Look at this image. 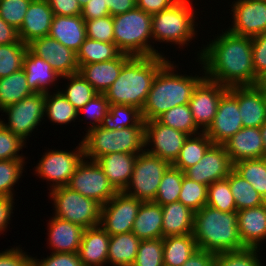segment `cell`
Returning a JSON list of instances; mask_svg holds the SVG:
<instances>
[{"label":"cell","mask_w":266,"mask_h":266,"mask_svg":"<svg viewBox=\"0 0 266 266\" xmlns=\"http://www.w3.org/2000/svg\"><path fill=\"white\" fill-rule=\"evenodd\" d=\"M225 30V31H224ZM198 47L196 59L205 77L227 88L257 85L259 77L252 64V38L239 36L227 29ZM224 31V32H223Z\"/></svg>","instance_id":"obj_1"},{"label":"cell","mask_w":266,"mask_h":266,"mask_svg":"<svg viewBox=\"0 0 266 266\" xmlns=\"http://www.w3.org/2000/svg\"><path fill=\"white\" fill-rule=\"evenodd\" d=\"M194 61L201 65L200 71L195 75L178 72L179 65L175 64L176 61H171V58L159 69L141 111L144 121L155 120L175 106L189 104L193 90L205 77L200 61Z\"/></svg>","instance_id":"obj_2"},{"label":"cell","mask_w":266,"mask_h":266,"mask_svg":"<svg viewBox=\"0 0 266 266\" xmlns=\"http://www.w3.org/2000/svg\"><path fill=\"white\" fill-rule=\"evenodd\" d=\"M169 56H132L104 93L110 104L130 105L142 111L152 82Z\"/></svg>","instance_id":"obj_3"},{"label":"cell","mask_w":266,"mask_h":266,"mask_svg":"<svg viewBox=\"0 0 266 266\" xmlns=\"http://www.w3.org/2000/svg\"><path fill=\"white\" fill-rule=\"evenodd\" d=\"M192 234L198 249L214 254L245 248L239 236L237 212L205 205L194 213Z\"/></svg>","instance_id":"obj_4"},{"label":"cell","mask_w":266,"mask_h":266,"mask_svg":"<svg viewBox=\"0 0 266 266\" xmlns=\"http://www.w3.org/2000/svg\"><path fill=\"white\" fill-rule=\"evenodd\" d=\"M193 1L179 0L170 8L152 15L153 56H165L162 50L158 52L155 48V42L171 44L170 47L174 44V47L183 50L185 45L187 47L192 40L197 39L200 23L196 20L199 19L197 10L200 9L194 7Z\"/></svg>","instance_id":"obj_5"},{"label":"cell","mask_w":266,"mask_h":266,"mask_svg":"<svg viewBox=\"0 0 266 266\" xmlns=\"http://www.w3.org/2000/svg\"><path fill=\"white\" fill-rule=\"evenodd\" d=\"M81 141L85 158L93 161L114 152L138 154L145 151V121L118 130L98 126L87 131Z\"/></svg>","instance_id":"obj_6"},{"label":"cell","mask_w":266,"mask_h":266,"mask_svg":"<svg viewBox=\"0 0 266 266\" xmlns=\"http://www.w3.org/2000/svg\"><path fill=\"white\" fill-rule=\"evenodd\" d=\"M114 43L131 56H153L152 15L138 7L113 16Z\"/></svg>","instance_id":"obj_7"},{"label":"cell","mask_w":266,"mask_h":266,"mask_svg":"<svg viewBox=\"0 0 266 266\" xmlns=\"http://www.w3.org/2000/svg\"><path fill=\"white\" fill-rule=\"evenodd\" d=\"M48 194L53 204V216L85 229L100 225L101 205L95 200L67 186L53 188Z\"/></svg>","instance_id":"obj_8"},{"label":"cell","mask_w":266,"mask_h":266,"mask_svg":"<svg viewBox=\"0 0 266 266\" xmlns=\"http://www.w3.org/2000/svg\"><path fill=\"white\" fill-rule=\"evenodd\" d=\"M33 170L36 176L46 180L48 190L67 186L78 165L85 158L82 141L73 150L50 149L43 152ZM50 182V183H49Z\"/></svg>","instance_id":"obj_9"},{"label":"cell","mask_w":266,"mask_h":266,"mask_svg":"<svg viewBox=\"0 0 266 266\" xmlns=\"http://www.w3.org/2000/svg\"><path fill=\"white\" fill-rule=\"evenodd\" d=\"M170 166L147 151L138 153L130 182L123 192L143 202L154 201L161 179Z\"/></svg>","instance_id":"obj_10"},{"label":"cell","mask_w":266,"mask_h":266,"mask_svg":"<svg viewBox=\"0 0 266 266\" xmlns=\"http://www.w3.org/2000/svg\"><path fill=\"white\" fill-rule=\"evenodd\" d=\"M44 108L45 93H33L0 110L3 113L1 116H4V113L7 116V121L4 122L0 118V123L27 143V139L34 134V131L39 130L41 122L45 124L44 121H47L44 119Z\"/></svg>","instance_id":"obj_11"},{"label":"cell","mask_w":266,"mask_h":266,"mask_svg":"<svg viewBox=\"0 0 266 266\" xmlns=\"http://www.w3.org/2000/svg\"><path fill=\"white\" fill-rule=\"evenodd\" d=\"M71 190L79 192L84 197L106 204L118 191L96 161L84 158L67 185Z\"/></svg>","instance_id":"obj_12"},{"label":"cell","mask_w":266,"mask_h":266,"mask_svg":"<svg viewBox=\"0 0 266 266\" xmlns=\"http://www.w3.org/2000/svg\"><path fill=\"white\" fill-rule=\"evenodd\" d=\"M143 201L117 192L101 206L100 226L110 235L132 232L134 220Z\"/></svg>","instance_id":"obj_13"},{"label":"cell","mask_w":266,"mask_h":266,"mask_svg":"<svg viewBox=\"0 0 266 266\" xmlns=\"http://www.w3.org/2000/svg\"><path fill=\"white\" fill-rule=\"evenodd\" d=\"M188 136L182 131L160 123L157 119L145 121V151L171 165L178 157Z\"/></svg>","instance_id":"obj_14"},{"label":"cell","mask_w":266,"mask_h":266,"mask_svg":"<svg viewBox=\"0 0 266 266\" xmlns=\"http://www.w3.org/2000/svg\"><path fill=\"white\" fill-rule=\"evenodd\" d=\"M242 128L237 101V86L230 87L221 96L214 120L205 133L213 144L223 145Z\"/></svg>","instance_id":"obj_15"},{"label":"cell","mask_w":266,"mask_h":266,"mask_svg":"<svg viewBox=\"0 0 266 266\" xmlns=\"http://www.w3.org/2000/svg\"><path fill=\"white\" fill-rule=\"evenodd\" d=\"M230 6L229 32L250 38L266 32V0H234Z\"/></svg>","instance_id":"obj_16"},{"label":"cell","mask_w":266,"mask_h":266,"mask_svg":"<svg viewBox=\"0 0 266 266\" xmlns=\"http://www.w3.org/2000/svg\"><path fill=\"white\" fill-rule=\"evenodd\" d=\"M227 87L204 77L193 90L189 106L196 126L205 132L212 124L221 96Z\"/></svg>","instance_id":"obj_17"},{"label":"cell","mask_w":266,"mask_h":266,"mask_svg":"<svg viewBox=\"0 0 266 266\" xmlns=\"http://www.w3.org/2000/svg\"><path fill=\"white\" fill-rule=\"evenodd\" d=\"M233 169L234 164L224 145L212 144L198 163L184 171V175L209 186L217 180L227 178Z\"/></svg>","instance_id":"obj_18"},{"label":"cell","mask_w":266,"mask_h":266,"mask_svg":"<svg viewBox=\"0 0 266 266\" xmlns=\"http://www.w3.org/2000/svg\"><path fill=\"white\" fill-rule=\"evenodd\" d=\"M27 45L33 54L48 61L61 77L78 73L76 52L65 47L58 40L44 36L32 40Z\"/></svg>","instance_id":"obj_19"},{"label":"cell","mask_w":266,"mask_h":266,"mask_svg":"<svg viewBox=\"0 0 266 266\" xmlns=\"http://www.w3.org/2000/svg\"><path fill=\"white\" fill-rule=\"evenodd\" d=\"M47 225V247L54 253H77L84 229L81 225L51 216Z\"/></svg>","instance_id":"obj_20"},{"label":"cell","mask_w":266,"mask_h":266,"mask_svg":"<svg viewBox=\"0 0 266 266\" xmlns=\"http://www.w3.org/2000/svg\"><path fill=\"white\" fill-rule=\"evenodd\" d=\"M54 13L48 1L32 0L28 6L18 37L23 43L49 36Z\"/></svg>","instance_id":"obj_21"},{"label":"cell","mask_w":266,"mask_h":266,"mask_svg":"<svg viewBox=\"0 0 266 266\" xmlns=\"http://www.w3.org/2000/svg\"><path fill=\"white\" fill-rule=\"evenodd\" d=\"M239 236L245 247L263 249L266 241V205L237 211ZM262 243V244H261Z\"/></svg>","instance_id":"obj_22"},{"label":"cell","mask_w":266,"mask_h":266,"mask_svg":"<svg viewBox=\"0 0 266 266\" xmlns=\"http://www.w3.org/2000/svg\"><path fill=\"white\" fill-rule=\"evenodd\" d=\"M237 101L243 127L260 128L266 122V96L258 85L237 86Z\"/></svg>","instance_id":"obj_23"},{"label":"cell","mask_w":266,"mask_h":266,"mask_svg":"<svg viewBox=\"0 0 266 266\" xmlns=\"http://www.w3.org/2000/svg\"><path fill=\"white\" fill-rule=\"evenodd\" d=\"M131 57V55L121 53L113 60L82 65L78 73L93 86L97 93L104 94L118 78L123 65Z\"/></svg>","instance_id":"obj_24"},{"label":"cell","mask_w":266,"mask_h":266,"mask_svg":"<svg viewBox=\"0 0 266 266\" xmlns=\"http://www.w3.org/2000/svg\"><path fill=\"white\" fill-rule=\"evenodd\" d=\"M110 235L100 226L84 229L78 256L83 266H106Z\"/></svg>","instance_id":"obj_25"},{"label":"cell","mask_w":266,"mask_h":266,"mask_svg":"<svg viewBox=\"0 0 266 266\" xmlns=\"http://www.w3.org/2000/svg\"><path fill=\"white\" fill-rule=\"evenodd\" d=\"M223 145L233 164L245 159L263 158V140L258 127H243Z\"/></svg>","instance_id":"obj_26"},{"label":"cell","mask_w":266,"mask_h":266,"mask_svg":"<svg viewBox=\"0 0 266 266\" xmlns=\"http://www.w3.org/2000/svg\"><path fill=\"white\" fill-rule=\"evenodd\" d=\"M23 69L28 87L33 93H47L53 89V86L56 90L61 87L57 85L58 81L61 83V76L53 70L48 61L36 56L29 49L23 60Z\"/></svg>","instance_id":"obj_27"},{"label":"cell","mask_w":266,"mask_h":266,"mask_svg":"<svg viewBox=\"0 0 266 266\" xmlns=\"http://www.w3.org/2000/svg\"><path fill=\"white\" fill-rule=\"evenodd\" d=\"M138 154L114 152L103 155L95 161L101 167L110 183L122 192L128 186Z\"/></svg>","instance_id":"obj_28"},{"label":"cell","mask_w":266,"mask_h":266,"mask_svg":"<svg viewBox=\"0 0 266 266\" xmlns=\"http://www.w3.org/2000/svg\"><path fill=\"white\" fill-rule=\"evenodd\" d=\"M49 36L77 53L87 38L85 20L81 15H54Z\"/></svg>","instance_id":"obj_29"},{"label":"cell","mask_w":266,"mask_h":266,"mask_svg":"<svg viewBox=\"0 0 266 266\" xmlns=\"http://www.w3.org/2000/svg\"><path fill=\"white\" fill-rule=\"evenodd\" d=\"M162 206L153 201L142 202L134 220L132 232L140 240L163 237Z\"/></svg>","instance_id":"obj_30"},{"label":"cell","mask_w":266,"mask_h":266,"mask_svg":"<svg viewBox=\"0 0 266 266\" xmlns=\"http://www.w3.org/2000/svg\"><path fill=\"white\" fill-rule=\"evenodd\" d=\"M163 238L193 233L194 212L181 202L162 205Z\"/></svg>","instance_id":"obj_31"},{"label":"cell","mask_w":266,"mask_h":266,"mask_svg":"<svg viewBox=\"0 0 266 266\" xmlns=\"http://www.w3.org/2000/svg\"><path fill=\"white\" fill-rule=\"evenodd\" d=\"M140 242L141 240L133 232L110 236L108 264L111 266H132Z\"/></svg>","instance_id":"obj_32"},{"label":"cell","mask_w":266,"mask_h":266,"mask_svg":"<svg viewBox=\"0 0 266 266\" xmlns=\"http://www.w3.org/2000/svg\"><path fill=\"white\" fill-rule=\"evenodd\" d=\"M197 250L192 233L164 237L163 264L164 266H183Z\"/></svg>","instance_id":"obj_33"},{"label":"cell","mask_w":266,"mask_h":266,"mask_svg":"<svg viewBox=\"0 0 266 266\" xmlns=\"http://www.w3.org/2000/svg\"><path fill=\"white\" fill-rule=\"evenodd\" d=\"M45 93L44 119L56 125H67L78 120V110L59 90Z\"/></svg>","instance_id":"obj_34"},{"label":"cell","mask_w":266,"mask_h":266,"mask_svg":"<svg viewBox=\"0 0 266 266\" xmlns=\"http://www.w3.org/2000/svg\"><path fill=\"white\" fill-rule=\"evenodd\" d=\"M32 94L24 69L0 78V110Z\"/></svg>","instance_id":"obj_35"},{"label":"cell","mask_w":266,"mask_h":266,"mask_svg":"<svg viewBox=\"0 0 266 266\" xmlns=\"http://www.w3.org/2000/svg\"><path fill=\"white\" fill-rule=\"evenodd\" d=\"M122 52L115 43L86 38L76 53L78 66L105 62L117 58Z\"/></svg>","instance_id":"obj_36"},{"label":"cell","mask_w":266,"mask_h":266,"mask_svg":"<svg viewBox=\"0 0 266 266\" xmlns=\"http://www.w3.org/2000/svg\"><path fill=\"white\" fill-rule=\"evenodd\" d=\"M212 144V140L205 132L188 136L172 166L184 172L186 169L198 163Z\"/></svg>","instance_id":"obj_37"},{"label":"cell","mask_w":266,"mask_h":266,"mask_svg":"<svg viewBox=\"0 0 266 266\" xmlns=\"http://www.w3.org/2000/svg\"><path fill=\"white\" fill-rule=\"evenodd\" d=\"M237 211L263 204L262 196L234 169L227 176Z\"/></svg>","instance_id":"obj_38"},{"label":"cell","mask_w":266,"mask_h":266,"mask_svg":"<svg viewBox=\"0 0 266 266\" xmlns=\"http://www.w3.org/2000/svg\"><path fill=\"white\" fill-rule=\"evenodd\" d=\"M61 79L67 80V83H65V86L62 85L65 88L60 87L59 91L77 110H80L97 94L93 86L79 73L61 77Z\"/></svg>","instance_id":"obj_39"},{"label":"cell","mask_w":266,"mask_h":266,"mask_svg":"<svg viewBox=\"0 0 266 266\" xmlns=\"http://www.w3.org/2000/svg\"><path fill=\"white\" fill-rule=\"evenodd\" d=\"M141 110L130 105L110 104L109 112L103 118L100 127L107 130L134 127L142 121Z\"/></svg>","instance_id":"obj_40"},{"label":"cell","mask_w":266,"mask_h":266,"mask_svg":"<svg viewBox=\"0 0 266 266\" xmlns=\"http://www.w3.org/2000/svg\"><path fill=\"white\" fill-rule=\"evenodd\" d=\"M157 120L189 136L202 132L193 120L189 104L175 106L160 115Z\"/></svg>","instance_id":"obj_41"},{"label":"cell","mask_w":266,"mask_h":266,"mask_svg":"<svg viewBox=\"0 0 266 266\" xmlns=\"http://www.w3.org/2000/svg\"><path fill=\"white\" fill-rule=\"evenodd\" d=\"M234 170L263 196L266 190V159H245L234 163Z\"/></svg>","instance_id":"obj_42"},{"label":"cell","mask_w":266,"mask_h":266,"mask_svg":"<svg viewBox=\"0 0 266 266\" xmlns=\"http://www.w3.org/2000/svg\"><path fill=\"white\" fill-rule=\"evenodd\" d=\"M184 172L181 169L170 166L161 179L154 203L165 205L179 200Z\"/></svg>","instance_id":"obj_43"},{"label":"cell","mask_w":266,"mask_h":266,"mask_svg":"<svg viewBox=\"0 0 266 266\" xmlns=\"http://www.w3.org/2000/svg\"><path fill=\"white\" fill-rule=\"evenodd\" d=\"M26 159L0 160V196L14 198L15 185L18 183L25 165Z\"/></svg>","instance_id":"obj_44"},{"label":"cell","mask_w":266,"mask_h":266,"mask_svg":"<svg viewBox=\"0 0 266 266\" xmlns=\"http://www.w3.org/2000/svg\"><path fill=\"white\" fill-rule=\"evenodd\" d=\"M28 45L19 40L17 43L0 45V78L23 69V60Z\"/></svg>","instance_id":"obj_45"},{"label":"cell","mask_w":266,"mask_h":266,"mask_svg":"<svg viewBox=\"0 0 266 266\" xmlns=\"http://www.w3.org/2000/svg\"><path fill=\"white\" fill-rule=\"evenodd\" d=\"M206 205L222 212H237L227 178L217 180L208 186Z\"/></svg>","instance_id":"obj_46"},{"label":"cell","mask_w":266,"mask_h":266,"mask_svg":"<svg viewBox=\"0 0 266 266\" xmlns=\"http://www.w3.org/2000/svg\"><path fill=\"white\" fill-rule=\"evenodd\" d=\"M259 254L260 248L253 247L220 252L216 254V266H264Z\"/></svg>","instance_id":"obj_47"},{"label":"cell","mask_w":266,"mask_h":266,"mask_svg":"<svg viewBox=\"0 0 266 266\" xmlns=\"http://www.w3.org/2000/svg\"><path fill=\"white\" fill-rule=\"evenodd\" d=\"M207 191L208 186L184 176L178 201L195 213L207 204Z\"/></svg>","instance_id":"obj_48"},{"label":"cell","mask_w":266,"mask_h":266,"mask_svg":"<svg viewBox=\"0 0 266 266\" xmlns=\"http://www.w3.org/2000/svg\"><path fill=\"white\" fill-rule=\"evenodd\" d=\"M109 106L110 103L105 95L97 93L89 102H87L80 110H78V122H82L83 120L86 122V120H89V122L86 123L89 125V127L87 125V128H85L86 130H84L85 132L100 126L103 118L109 112ZM80 115L81 118L85 116L86 119H81Z\"/></svg>","instance_id":"obj_49"},{"label":"cell","mask_w":266,"mask_h":266,"mask_svg":"<svg viewBox=\"0 0 266 266\" xmlns=\"http://www.w3.org/2000/svg\"><path fill=\"white\" fill-rule=\"evenodd\" d=\"M163 237L141 240L132 266H164Z\"/></svg>","instance_id":"obj_50"},{"label":"cell","mask_w":266,"mask_h":266,"mask_svg":"<svg viewBox=\"0 0 266 266\" xmlns=\"http://www.w3.org/2000/svg\"><path fill=\"white\" fill-rule=\"evenodd\" d=\"M26 142L0 123V160L27 159L20 151Z\"/></svg>","instance_id":"obj_51"},{"label":"cell","mask_w":266,"mask_h":266,"mask_svg":"<svg viewBox=\"0 0 266 266\" xmlns=\"http://www.w3.org/2000/svg\"><path fill=\"white\" fill-rule=\"evenodd\" d=\"M32 0H0V17L19 30Z\"/></svg>","instance_id":"obj_52"},{"label":"cell","mask_w":266,"mask_h":266,"mask_svg":"<svg viewBox=\"0 0 266 266\" xmlns=\"http://www.w3.org/2000/svg\"><path fill=\"white\" fill-rule=\"evenodd\" d=\"M87 38L114 43L113 16L107 15L97 19L85 20Z\"/></svg>","instance_id":"obj_53"},{"label":"cell","mask_w":266,"mask_h":266,"mask_svg":"<svg viewBox=\"0 0 266 266\" xmlns=\"http://www.w3.org/2000/svg\"><path fill=\"white\" fill-rule=\"evenodd\" d=\"M41 259L32 257V266H83L77 253H54Z\"/></svg>","instance_id":"obj_54"},{"label":"cell","mask_w":266,"mask_h":266,"mask_svg":"<svg viewBox=\"0 0 266 266\" xmlns=\"http://www.w3.org/2000/svg\"><path fill=\"white\" fill-rule=\"evenodd\" d=\"M252 64L258 77L266 72V32L252 38Z\"/></svg>","instance_id":"obj_55"},{"label":"cell","mask_w":266,"mask_h":266,"mask_svg":"<svg viewBox=\"0 0 266 266\" xmlns=\"http://www.w3.org/2000/svg\"><path fill=\"white\" fill-rule=\"evenodd\" d=\"M21 245L0 251V266H32V257Z\"/></svg>","instance_id":"obj_56"},{"label":"cell","mask_w":266,"mask_h":266,"mask_svg":"<svg viewBox=\"0 0 266 266\" xmlns=\"http://www.w3.org/2000/svg\"><path fill=\"white\" fill-rule=\"evenodd\" d=\"M54 15L76 16L81 15L82 8L78 0H48Z\"/></svg>","instance_id":"obj_57"},{"label":"cell","mask_w":266,"mask_h":266,"mask_svg":"<svg viewBox=\"0 0 266 266\" xmlns=\"http://www.w3.org/2000/svg\"><path fill=\"white\" fill-rule=\"evenodd\" d=\"M107 15H110V13L103 0H89L81 11V16L84 20L97 19Z\"/></svg>","instance_id":"obj_58"},{"label":"cell","mask_w":266,"mask_h":266,"mask_svg":"<svg viewBox=\"0 0 266 266\" xmlns=\"http://www.w3.org/2000/svg\"><path fill=\"white\" fill-rule=\"evenodd\" d=\"M14 198L0 196V236L1 234L7 232L6 230L10 226L11 217H14L12 214L15 209V201Z\"/></svg>","instance_id":"obj_59"},{"label":"cell","mask_w":266,"mask_h":266,"mask_svg":"<svg viewBox=\"0 0 266 266\" xmlns=\"http://www.w3.org/2000/svg\"><path fill=\"white\" fill-rule=\"evenodd\" d=\"M179 0H136V7L148 14H156L168 9Z\"/></svg>","instance_id":"obj_60"},{"label":"cell","mask_w":266,"mask_h":266,"mask_svg":"<svg viewBox=\"0 0 266 266\" xmlns=\"http://www.w3.org/2000/svg\"><path fill=\"white\" fill-rule=\"evenodd\" d=\"M183 266H216V254L198 249Z\"/></svg>","instance_id":"obj_61"},{"label":"cell","mask_w":266,"mask_h":266,"mask_svg":"<svg viewBox=\"0 0 266 266\" xmlns=\"http://www.w3.org/2000/svg\"><path fill=\"white\" fill-rule=\"evenodd\" d=\"M111 16L122 14L136 7V0H103Z\"/></svg>","instance_id":"obj_62"},{"label":"cell","mask_w":266,"mask_h":266,"mask_svg":"<svg viewBox=\"0 0 266 266\" xmlns=\"http://www.w3.org/2000/svg\"><path fill=\"white\" fill-rule=\"evenodd\" d=\"M19 41L18 30L7 24L0 17V45L17 43Z\"/></svg>","instance_id":"obj_63"},{"label":"cell","mask_w":266,"mask_h":266,"mask_svg":"<svg viewBox=\"0 0 266 266\" xmlns=\"http://www.w3.org/2000/svg\"><path fill=\"white\" fill-rule=\"evenodd\" d=\"M260 132L263 140V158L266 159V122L260 127Z\"/></svg>","instance_id":"obj_64"},{"label":"cell","mask_w":266,"mask_h":266,"mask_svg":"<svg viewBox=\"0 0 266 266\" xmlns=\"http://www.w3.org/2000/svg\"><path fill=\"white\" fill-rule=\"evenodd\" d=\"M257 85L264 91H266V72L259 77Z\"/></svg>","instance_id":"obj_65"},{"label":"cell","mask_w":266,"mask_h":266,"mask_svg":"<svg viewBox=\"0 0 266 266\" xmlns=\"http://www.w3.org/2000/svg\"><path fill=\"white\" fill-rule=\"evenodd\" d=\"M78 2H79L80 6L82 8L86 3L89 2V0H78Z\"/></svg>","instance_id":"obj_66"},{"label":"cell","mask_w":266,"mask_h":266,"mask_svg":"<svg viewBox=\"0 0 266 266\" xmlns=\"http://www.w3.org/2000/svg\"><path fill=\"white\" fill-rule=\"evenodd\" d=\"M262 201H263V204L266 205V190H265L264 195L262 196Z\"/></svg>","instance_id":"obj_67"}]
</instances>
